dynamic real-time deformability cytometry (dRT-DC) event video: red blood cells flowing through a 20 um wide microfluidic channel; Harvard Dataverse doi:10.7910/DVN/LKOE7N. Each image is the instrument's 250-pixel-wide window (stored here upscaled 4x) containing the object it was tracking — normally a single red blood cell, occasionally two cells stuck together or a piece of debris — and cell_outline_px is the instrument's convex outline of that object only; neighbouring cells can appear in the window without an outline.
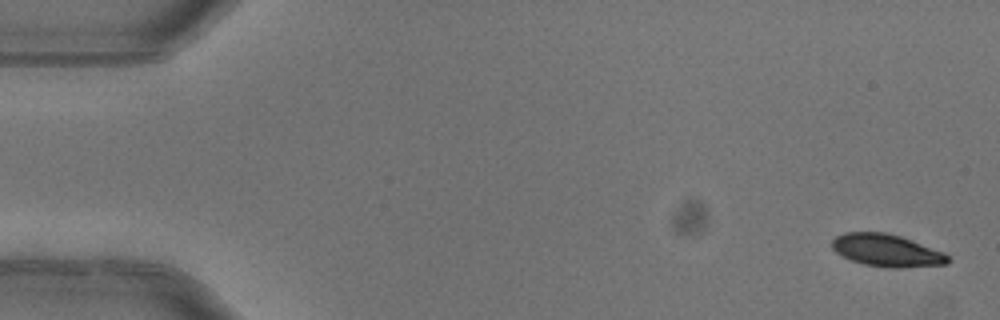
{"species": "common noctule bat (a hibernating species)", "species_latin": "Nyctalus noctula", "temperature_condition": "warm", "stored_images_in_passage": 4, "camera_frame_rate_fps": 3000, "um_per_image_px": 0.085, "animal": {"sex": "female"}, "frame": {"image": 1, "passage_image": 1, "time_ms": 0.0, "image_size_px": [1000, 320], "cell_outline_px": [[948, 264], [900, 268], [888, 268], [864, 264], [852, 260], [836, 252], [832, 248], [832, 240], [836, 236], [844, 232], [884, 232], [900, 236], [912, 240], [944, 252], [948, 256]], "centroid_in_image_um": [75.37, 21.28], "position_along_channel_um": 9.6, "area_um2": 21.79}}
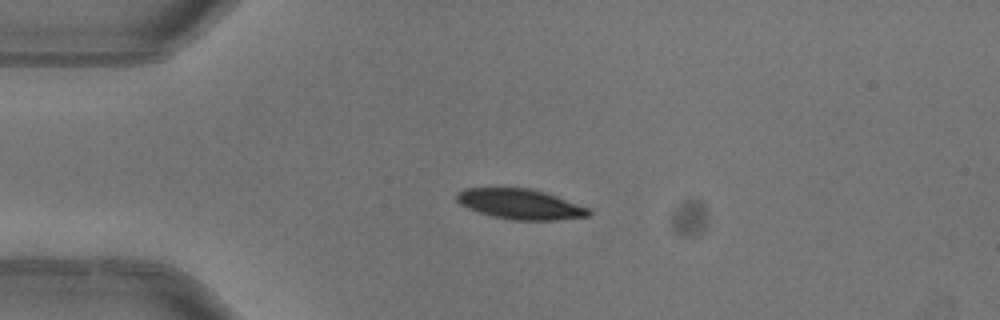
{"frame": {"image": 2, "passage_image": 4, "time_ms": 1.0, "image_size_px": [1000, 320], "cell_outline_px": [[592, 212], [588, 216], [552, 220], [512, 220], [492, 216], [468, 208], [460, 204], [456, 200], [456, 192], [464, 188], [528, 188], [544, 192], [556, 196], [588, 208]], "centroid_in_image_um": [44.17, 17.35], "position_along_channel_um": 40.8, "area_um2": 23.0}}